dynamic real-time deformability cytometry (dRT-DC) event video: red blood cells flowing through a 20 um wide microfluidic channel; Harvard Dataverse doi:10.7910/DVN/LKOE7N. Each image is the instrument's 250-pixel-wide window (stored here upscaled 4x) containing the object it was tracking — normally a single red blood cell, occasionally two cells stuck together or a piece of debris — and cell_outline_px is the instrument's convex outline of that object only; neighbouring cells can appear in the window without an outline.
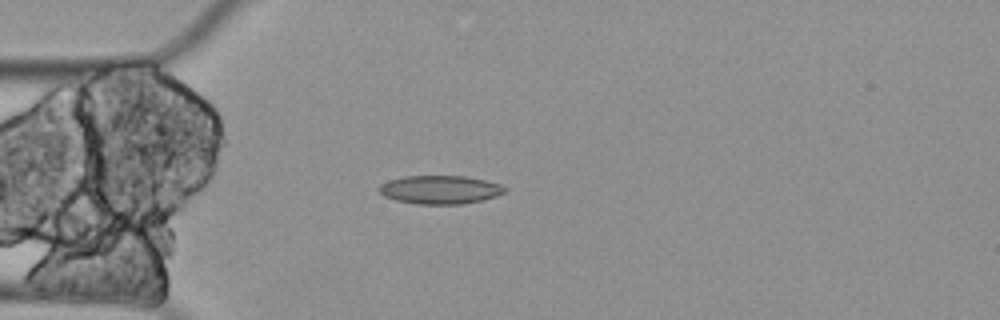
{"species": "Egyptian fruit bat (a non-hibernating species)", "species_latin": "Rousettus aegyptiacus", "temperature_condition": "cold", "stored_images_in_passage": 5, "camera_frame_rate_fps": 3000, "um_per_image_px": 0.085, "animal": {"sex": "female"}, "frame": {"image": 1, "passage_image": 5, "time_ms": 1.333, "image_size_px": [1000, 320], "cell_outline_px": [[508, 188], [504, 192], [496, 196], [480, 200], [460, 204], [416, 204], [396, 200], [384, 196], [376, 188], [380, 184], [388, 180], [404, 176], [468, 176], [500, 184]], "centroid_in_image_um": [37.37, 16.11], "position_along_channel_um": 47.6, "area_um2": 20.87}}